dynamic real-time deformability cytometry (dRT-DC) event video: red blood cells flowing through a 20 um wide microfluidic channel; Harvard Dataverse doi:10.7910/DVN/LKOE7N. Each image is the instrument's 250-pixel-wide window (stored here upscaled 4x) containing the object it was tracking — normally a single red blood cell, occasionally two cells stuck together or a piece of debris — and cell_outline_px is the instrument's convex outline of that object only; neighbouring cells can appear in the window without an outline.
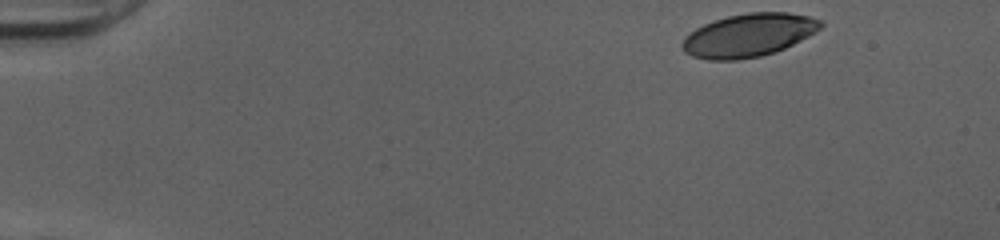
{"species": "human", "species_latin": "Homo sapiens", "temperature_condition": "cold", "stored_images_in_passage": 46, "camera_frame_rate_fps": 3000, "um_per_image_px": 0.085, "donor": {"sex": "female"}, "frame": {"image": 1, "passage_image": 1, "time_ms": 0.0, "image_size_px": [1000, 240], "cell_outline_px": [[824, 24], [816, 32], [776, 52], [760, 56], [736, 60], [708, 60], [692, 56], [684, 52], [680, 44], [684, 36], [696, 28], [704, 24], [728, 16], [748, 12], [788, 12], [808, 16], [820, 20]], "centroid_in_image_um": [63.61, 3.0], "position_along_channel_um": 21.4, "area_um2": 34.8}}
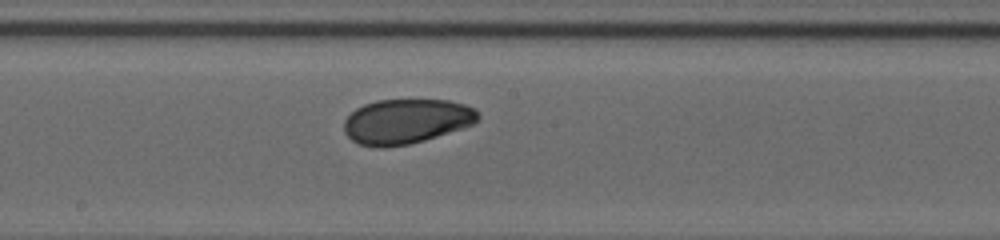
{"frame": {"image": 2, "passage_image": 24, "time_ms": 7.667, "image_size_px": [1000, 240], "cell_outline_px": [[480, 120], [464, 128], [424, 140], [408, 144], [384, 148], [372, 148], [360, 144], [352, 140], [344, 132], [344, 120], [356, 108], [364, 104], [376, 100], [448, 100], [464, 104], [476, 108], [480, 116]], "centroid_in_image_um": [34.54, 10.32], "position_along_channel_um": 213.7, "area_um2": 35.26}}
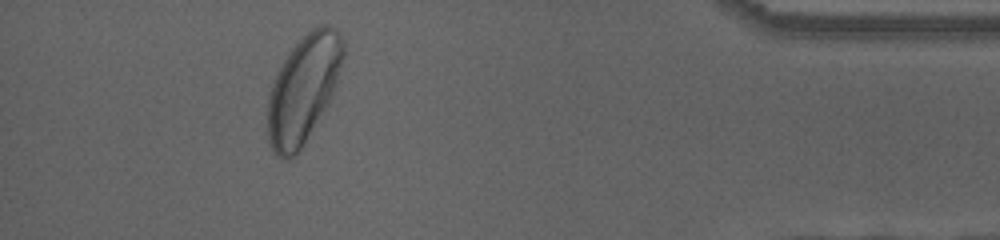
{"frame": {"image": 3, "passage_image": 42, "time_ms": 13.667, "image_size_px": [1000, 240], "cell_outline_px": [[344, 56], [336, 84], [332, 96], [328, 104], [300, 148], [288, 160], [284, 160], [276, 156], [268, 144], [268, 96], [272, 84], [284, 60], [292, 48], [312, 28], [320, 24], [328, 24], [340, 32], [344, 44]], "centroid_in_image_um": [25.8, 7.55], "position_along_channel_um": 409.4, "area_um2": 46.93}, "authors_computed_cell_mechanics": {"area_um2": 35.9805, "velocity_mm_per_s": 4.0033, "shape_relaxation_time_tau1_ms": 3.4089, "shape_relaxation_time_tau2_ms": 2.0845, "deformation_change_tau1": 0.1196, "deformation_change_tau2": 0.0564}}